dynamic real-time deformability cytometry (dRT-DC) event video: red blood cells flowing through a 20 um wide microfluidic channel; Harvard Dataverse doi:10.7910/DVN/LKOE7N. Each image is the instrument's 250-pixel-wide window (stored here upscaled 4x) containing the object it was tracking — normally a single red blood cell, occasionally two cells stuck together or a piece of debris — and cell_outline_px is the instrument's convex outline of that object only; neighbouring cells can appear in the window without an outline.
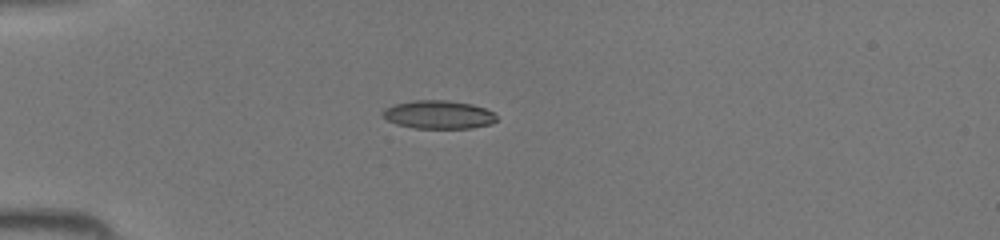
{"species": "common noctule bat (a hibernating species)", "species_latin": "Nyctalus noctula", "temperature_condition": "room temperature", "stored_images_in_passage": 32, "camera_frame_rate_fps": 3000, "um_per_image_px": 0.085, "animal": {"sex": "female", "body_mass_g": 19.5, "forearm_length_mm": 54.1}, "frame": {"image": 1, "passage_image": 1, "time_ms": 0.0, "image_size_px": [1000, 240], "cell_outline_px": [[496, 120], [492, 124], [472, 128], [416, 128], [396, 124], [388, 120], [380, 112], [384, 108], [396, 104], [412, 100], [448, 100], [472, 104], [484, 108], [492, 112], [496, 116]], "centroid_in_image_um": [37.27, 9.74], "position_along_channel_um": 47.7, "area_um2": 18.79}}
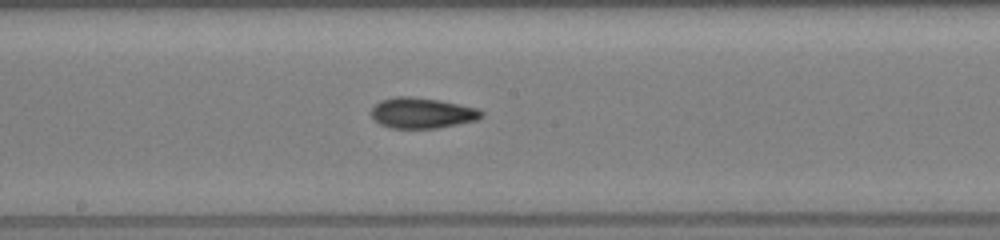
{"frame": {"image": 2, "passage_image": 13, "time_ms": 4.0, "image_size_px": [1000, 240], "cell_outline_px": [[484, 116], [476, 120], [436, 128], [388, 128], [380, 124], [368, 112], [380, 100], [396, 96], [412, 96], [440, 100], [460, 104], [476, 108], [484, 112]], "centroid_in_image_um": [35.85, 9.59], "position_along_channel_um": 212.4, "area_um2": 19.77}}
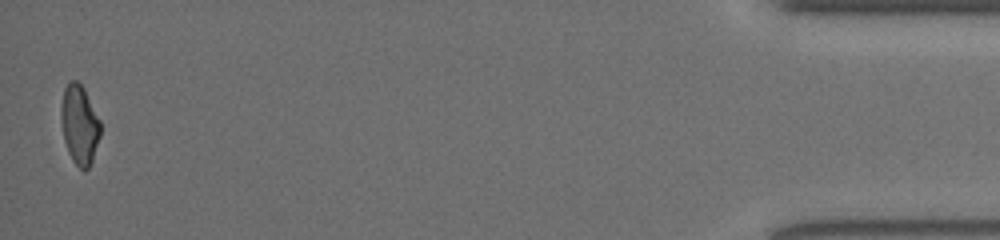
{"frame": {"image": 3, "passage_image": 32, "time_ms": 10.333, "image_size_px": [1000, 240], "cell_outline_px": [[100, 136], [92, 160], [88, 168], [84, 172], [72, 160], [68, 152], [64, 140], [60, 120], [60, 108], [64, 88], [68, 80], [76, 80], [84, 88], [100, 120]], "centroid_in_image_um": [6.74, 10.58], "position_along_channel_um": 428.5, "area_um2": 18.32}}